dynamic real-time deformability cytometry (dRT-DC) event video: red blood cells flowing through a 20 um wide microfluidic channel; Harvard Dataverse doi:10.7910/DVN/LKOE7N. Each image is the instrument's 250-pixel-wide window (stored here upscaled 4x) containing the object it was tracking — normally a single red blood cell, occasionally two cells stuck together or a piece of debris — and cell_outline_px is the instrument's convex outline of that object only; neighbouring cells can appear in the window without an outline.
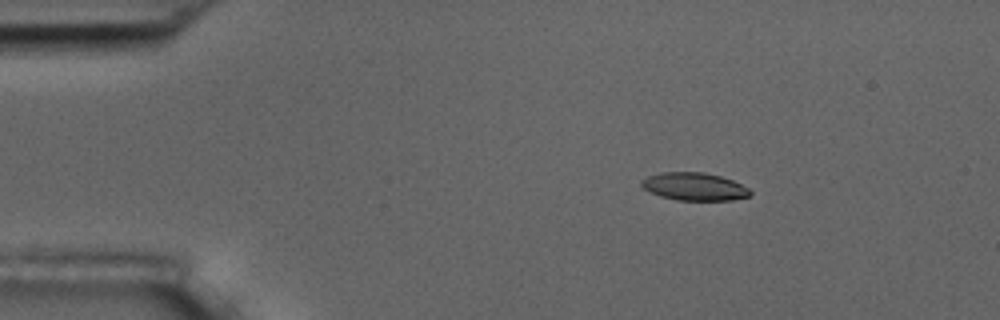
{"species": "common noctule bat (a hibernating species)", "species_latin": "Nyctalus noctula", "temperature_condition": "room temperature", "stored_images_in_passage": 4, "camera_frame_rate_fps": 3000, "um_per_image_px": 0.085, "animal": {"sex": "male", "body_mass_g": 17.5, "forearm_length_mm": 52.3}, "frame": {"image": 1, "passage_image": 2, "time_ms": 1.333, "image_size_px": [1000, 320], "cell_outline_px": [[752, 196], [732, 200], [676, 200], [660, 196], [644, 188], [640, 184], [640, 180], [648, 176], [660, 172], [704, 172], [720, 176], [732, 180], [748, 188], [752, 192]], "centroid_in_image_um": [59.02, 15.86], "position_along_channel_um": 26.0, "area_um2": 17.63}}